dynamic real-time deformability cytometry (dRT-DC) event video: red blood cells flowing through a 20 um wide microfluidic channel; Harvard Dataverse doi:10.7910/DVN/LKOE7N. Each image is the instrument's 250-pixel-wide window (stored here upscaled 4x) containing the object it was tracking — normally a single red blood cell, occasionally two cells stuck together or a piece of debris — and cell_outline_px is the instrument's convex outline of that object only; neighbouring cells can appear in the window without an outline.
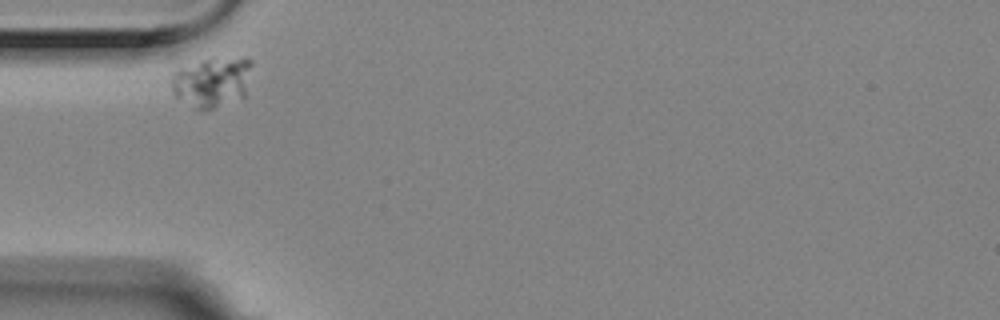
{"species": "Egyptian fruit bat (a non-hibernating species)", "species_latin": "Rousettus aegyptiacus", "temperature_condition": "room temperature", "stored_images_in_passage": 2, "camera_frame_rate_fps": 3000, "um_per_image_px": 0.085, "animal": {"sex": "female"}, "frame": {"image": 1, "passage_image": 1, "time_ms": 0.0, "image_size_px": [1000, 320], "cell_outline_px": [[252, 64], [244, 96], [204, 112], [200, 112], [176, 96], [172, 88], [172, 76], [176, 72], [212, 56], [244, 56], [252, 60]], "centroid_in_image_um": [18.08, 6.95], "position_along_channel_um": 66.9, "area_um2": 23.52}}
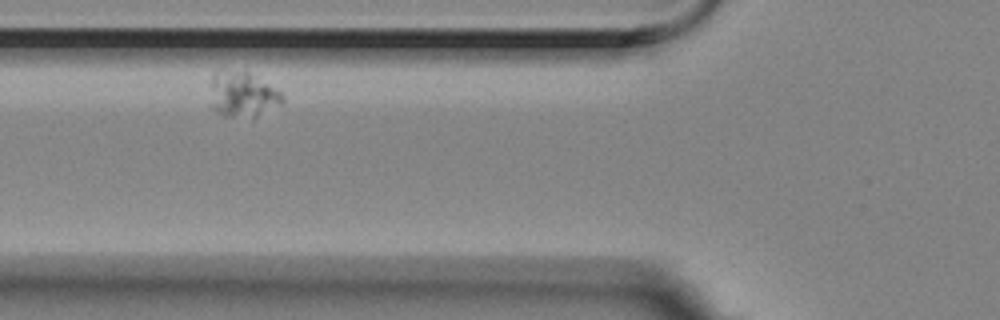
{"frame": {"image": 2, "passage_image": 2, "time_ms": 0.333, "image_size_px": [1000, 320], "cell_outline_px": [[284, 100], [252, 120], [224, 116], [216, 112], [212, 108], [212, 72], [248, 72], [280, 92], [284, 96]], "centroid_in_image_um": [20.61, 8.1], "position_along_channel_um": 105.2, "area_um2": 18.67}}